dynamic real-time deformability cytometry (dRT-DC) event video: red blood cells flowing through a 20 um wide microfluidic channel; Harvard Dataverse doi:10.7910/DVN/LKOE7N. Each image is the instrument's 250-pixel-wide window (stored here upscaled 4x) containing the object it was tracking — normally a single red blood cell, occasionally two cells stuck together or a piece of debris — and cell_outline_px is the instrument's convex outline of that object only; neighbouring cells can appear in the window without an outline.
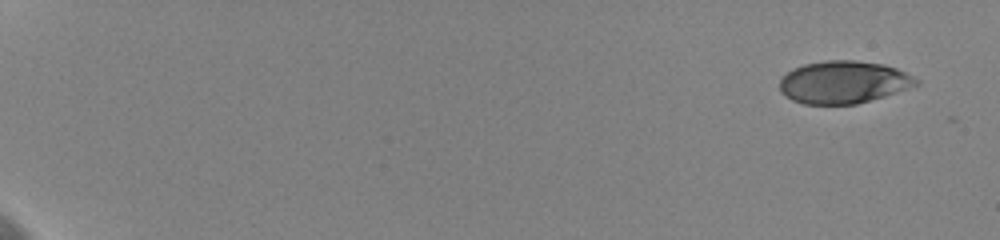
{"species": "human", "species_latin": "Homo sapiens", "temperature_condition": "cold", "stored_images_in_passage": 21, "camera_frame_rate_fps": 3000, "um_per_image_px": 0.085, "donor": {"sex": "female"}, "frame": {"image": 1, "passage_image": 1, "time_ms": 0.0, "image_size_px": [1000, 240], "cell_outline_px": [[920, 84], [884, 96], [856, 104], [804, 104], [792, 100], [784, 96], [780, 92], [780, 80], [788, 72], [804, 64], [824, 60], [852, 60], [884, 64], [896, 68], [920, 80]], "centroid_in_image_um": [71.69, 6.99], "position_along_channel_um": 13.3, "area_um2": 33.7}}